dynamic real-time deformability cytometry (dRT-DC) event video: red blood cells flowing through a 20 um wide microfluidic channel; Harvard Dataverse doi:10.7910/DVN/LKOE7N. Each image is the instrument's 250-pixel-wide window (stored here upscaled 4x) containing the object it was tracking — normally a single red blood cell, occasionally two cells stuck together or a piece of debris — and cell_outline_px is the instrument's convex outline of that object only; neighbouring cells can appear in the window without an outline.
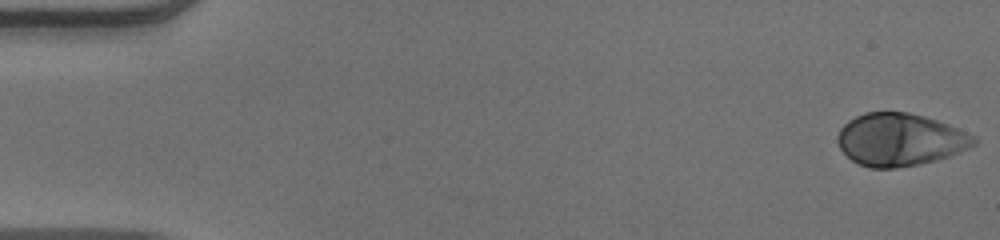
{"species": "human", "species_latin": "Homo sapiens", "temperature_condition": "warm", "stored_images_in_passage": 52, "camera_frame_rate_fps": 3000, "um_per_image_px": 0.085, "donor": {"sex": "male"}, "frame": {"image": 1, "passage_image": 1, "time_ms": 0.0, "image_size_px": [1000, 240], "cell_outline_px": [[976, 144], [968, 148], [948, 156], [936, 160], [920, 164], [896, 168], [872, 168], [856, 164], [840, 148], [836, 140], [836, 136], [840, 128], [848, 120], [864, 112], [908, 112], [924, 116], [948, 124], [972, 136], [976, 140]], "centroid_in_image_um": [76.44, 11.87], "position_along_channel_um": 8.6, "area_um2": 41.62}}
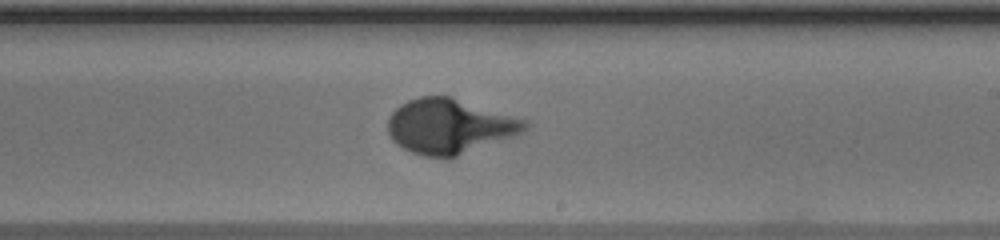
{"frame": {"image": 2, "passage_image": 31, "time_ms": 10.0, "image_size_px": [1000, 240], "cell_outline_px": [[528, 128], [524, 132], [516, 136], [456, 156], [424, 156], [412, 152], [396, 144], [392, 140], [388, 132], [388, 120], [392, 112], [400, 104], [408, 100], [420, 96], [448, 96], [528, 120]], "centroid_in_image_um": [38.22, 10.72], "position_along_channel_um": 250.8, "area_um2": 43.52}}
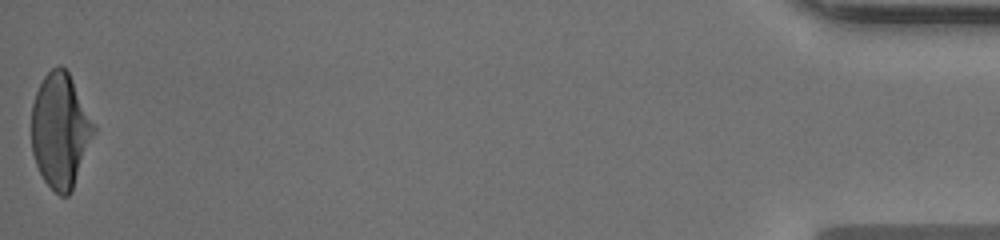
{"frame": {"image": 3, "passage_image": 52, "time_ms": 17.0, "image_size_px": [1000, 240], "cell_outline_px": [[96, 128], [72, 188], [68, 196], [60, 196], [44, 180], [36, 164], [32, 152], [32, 104], [36, 92], [44, 76], [56, 64], [60, 64], [68, 72]], "centroid_in_image_um": [5.1, 11.07], "position_along_channel_um": 430.1, "area_um2": 40.75}}